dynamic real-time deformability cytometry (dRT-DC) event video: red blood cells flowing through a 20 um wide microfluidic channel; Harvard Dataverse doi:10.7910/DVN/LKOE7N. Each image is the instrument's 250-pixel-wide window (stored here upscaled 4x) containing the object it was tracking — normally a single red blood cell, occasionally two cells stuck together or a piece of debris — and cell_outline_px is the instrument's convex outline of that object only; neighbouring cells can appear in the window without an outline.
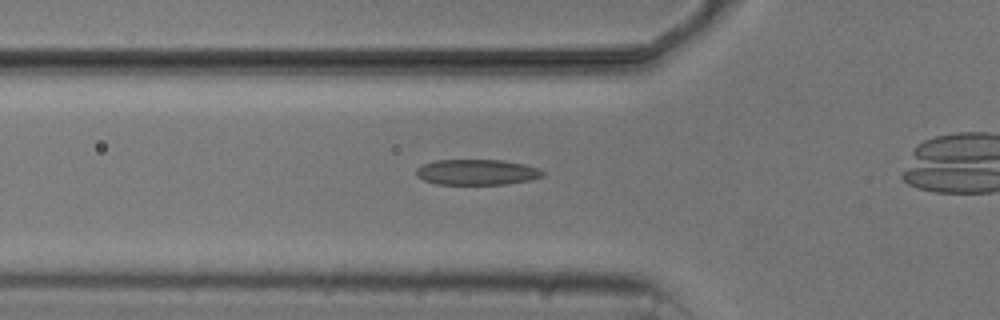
{"species": "common noctule bat (a hibernating species)", "species_latin": "Nyctalus noctula", "temperature_condition": "cold", "stored_images_in_passage": 7, "camera_frame_rate_fps": 3000, "um_per_image_px": 0.085, "animal": {"sex": "male", "body_mass_g": 20.5, "forearm_length_mm": 52.5}, "frame": {"image": 1, "passage_image": 7, "time_ms": 7.0, "image_size_px": [1000, 320], "cell_outline_px": [[544, 176], [528, 180], [508, 184], [436, 184], [424, 180], [416, 176], [416, 168], [424, 164], [436, 160], [504, 160], [524, 164], [540, 168], [544, 172]], "centroid_in_image_um": [40.54, 14.63], "position_along_channel_um": 85.3, "area_um2": 18.9}}